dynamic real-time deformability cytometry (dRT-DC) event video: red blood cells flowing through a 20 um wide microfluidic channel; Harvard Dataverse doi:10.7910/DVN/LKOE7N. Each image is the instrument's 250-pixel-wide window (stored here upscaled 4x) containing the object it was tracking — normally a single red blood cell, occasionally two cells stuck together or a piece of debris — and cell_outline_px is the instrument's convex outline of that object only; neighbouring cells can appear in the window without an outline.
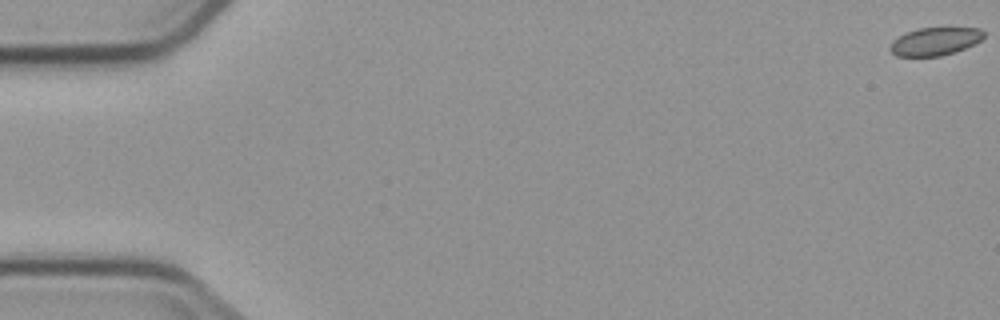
{"species": "common noctule bat (a hibernating species)", "species_latin": "Nyctalus noctula", "temperature_condition": "cold", "stored_images_in_passage": 5, "camera_frame_rate_fps": 3000, "um_per_image_px": 0.085, "animal": {"sex": "male", "body_mass_g": 23.1, "forearm_length_mm": 52.7}, "frame": {"image": 1, "passage_image": 1, "time_ms": 0.0, "image_size_px": [1000, 320], "cell_outline_px": [[984, 36], [980, 40], [964, 48], [940, 56], [896, 56], [888, 48], [892, 40], [908, 32], [920, 28], [980, 28], [984, 32]], "centroid_in_image_um": [79.44, 3.52], "position_along_channel_um": 5.6, "area_um2": 14.97}}